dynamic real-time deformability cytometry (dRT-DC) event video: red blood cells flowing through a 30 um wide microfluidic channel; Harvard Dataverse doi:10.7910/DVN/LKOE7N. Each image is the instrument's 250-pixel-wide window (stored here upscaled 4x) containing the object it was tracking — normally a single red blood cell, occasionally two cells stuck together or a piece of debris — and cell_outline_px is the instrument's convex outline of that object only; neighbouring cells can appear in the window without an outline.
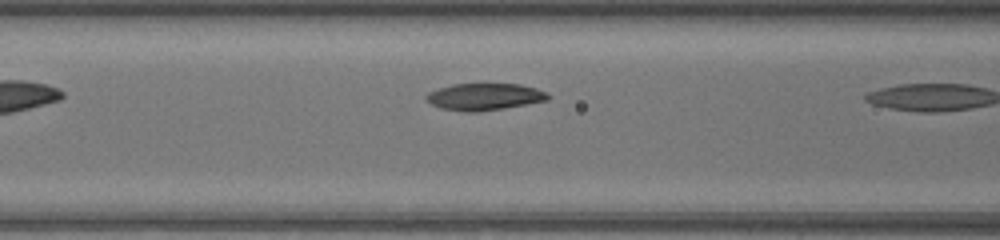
{"species": "common noctule bat (a hibernating species)", "species_latin": "Nyctalus noctula", "temperature_condition": "warm", "stored_images_in_passage": 6, "camera_frame_rate_fps": 3000, "um_per_image_px": 0.085, "animal": {"sex": "female", "body_mass_g": 17.0, "forearm_length_mm": 48.0}, "frame": {"image": 1, "passage_image": 5, "time_ms": 1.333, "image_size_px": [1000, 240], "cell_outline_px": [[552, 96], [548, 100], [504, 108], [476, 112], [464, 112], [440, 108], [424, 100], [424, 96], [428, 92], [452, 84], [520, 84], [536, 88], [548, 92]], "centroid_in_image_um": [41.17, 8.22], "position_along_channel_um": 125.4, "area_um2": 19.25}}